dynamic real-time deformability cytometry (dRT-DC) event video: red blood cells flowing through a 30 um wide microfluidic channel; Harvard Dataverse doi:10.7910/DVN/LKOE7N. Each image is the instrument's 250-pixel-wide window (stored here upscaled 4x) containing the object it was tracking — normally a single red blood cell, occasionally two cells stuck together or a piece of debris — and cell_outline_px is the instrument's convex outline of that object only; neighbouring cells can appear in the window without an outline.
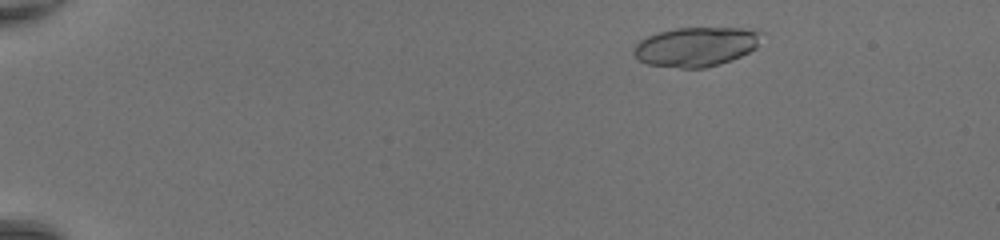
{"species": "common noctule bat (a hibernating species)", "species_latin": "Nyctalus noctula", "temperature_condition": "room temperature", "stored_images_in_passage": 47, "segment_of_instrument_passage": [1, 2], "camera_frame_rate_fps": 3000, "um_per_image_px": 0.085, "animal": {"sex": "female", "body_mass_g": 20.0, "forearm_length_mm": 54.0}, "frame": {"image": 1, "passage_image": 6, "time_ms": 1.667, "image_size_px": [1000, 240], "cell_outline_px": [[764, 32], [756, 48], [740, 56], [720, 64], [704, 68], [680, 68], [648, 64], [640, 60], [632, 52], [632, 48], [640, 40], [648, 36], [660, 32], [676, 28], [760, 28]], "centroid_in_image_um": [59.21, 3.95], "position_along_channel_um": 25.8, "area_um2": 29.48}}
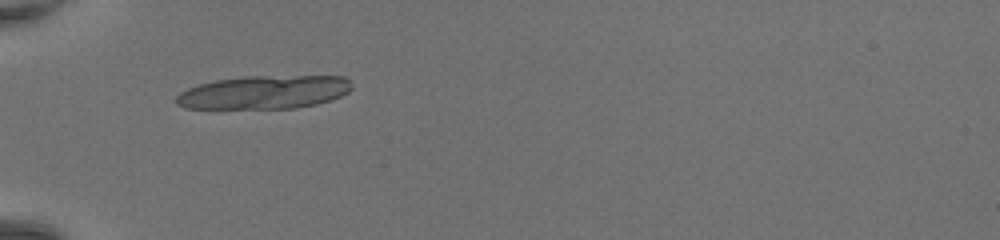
{"frame": {"image": 2, "passage_image": 16, "time_ms": 5.0, "image_size_px": [1000, 240], "cell_outline_px": [[352, 88], [348, 92], [332, 100], [316, 104], [296, 108], [184, 108], [176, 104], [176, 96], [180, 92], [188, 88], [200, 84], [216, 80], [244, 76], [344, 76], [352, 80]], "centroid_in_image_um": [22.49, 7.83], "position_along_channel_um": 62.5, "area_um2": 34.28}}